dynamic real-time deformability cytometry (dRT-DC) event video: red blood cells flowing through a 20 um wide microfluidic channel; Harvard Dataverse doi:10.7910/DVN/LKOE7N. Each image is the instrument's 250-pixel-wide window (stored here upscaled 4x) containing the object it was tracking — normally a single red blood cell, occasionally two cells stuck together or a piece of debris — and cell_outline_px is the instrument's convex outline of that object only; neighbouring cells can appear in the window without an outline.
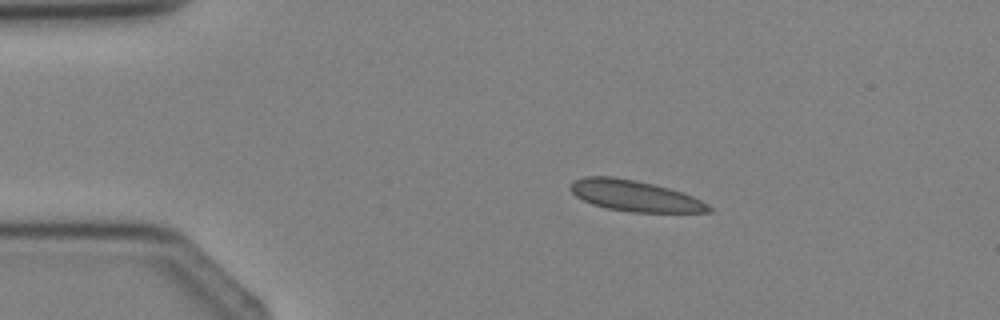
{"species": "Egyptian fruit bat (a non-hibernating species)", "species_latin": "Rousettus aegyptiacus", "temperature_condition": "cold", "stored_images_in_passage": 2, "camera_frame_rate_fps": 3000, "um_per_image_px": 0.085, "animal": {"sex": "female"}, "frame": {"image": 1, "passage_image": 1, "time_ms": 0.0, "image_size_px": [1000, 320], "cell_outline_px": [[712, 212], [632, 212], [608, 208], [592, 204], [576, 196], [568, 188], [576, 180], [584, 176], [612, 176], [636, 180], [668, 188], [692, 196], [708, 204], [712, 208]], "centroid_in_image_um": [53.95, 16.64], "position_along_channel_um": 31.1, "area_um2": 24.68}}